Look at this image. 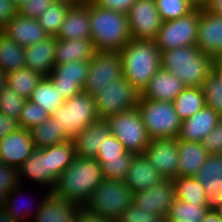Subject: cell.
<instances>
[{
    "label": "cell",
    "instance_id": "6da1fadb",
    "mask_svg": "<svg viewBox=\"0 0 222 222\" xmlns=\"http://www.w3.org/2000/svg\"><path fill=\"white\" fill-rule=\"evenodd\" d=\"M104 179L101 164L96 158L76 157L58 176L52 193L83 207Z\"/></svg>",
    "mask_w": 222,
    "mask_h": 222
},
{
    "label": "cell",
    "instance_id": "7a4b0ae2",
    "mask_svg": "<svg viewBox=\"0 0 222 222\" xmlns=\"http://www.w3.org/2000/svg\"><path fill=\"white\" fill-rule=\"evenodd\" d=\"M119 52L123 77L141 93L152 76L161 69V52L155 40L132 38Z\"/></svg>",
    "mask_w": 222,
    "mask_h": 222
},
{
    "label": "cell",
    "instance_id": "3957f363",
    "mask_svg": "<svg viewBox=\"0 0 222 222\" xmlns=\"http://www.w3.org/2000/svg\"><path fill=\"white\" fill-rule=\"evenodd\" d=\"M90 39L97 51L119 52L132 39L127 14L90 1Z\"/></svg>",
    "mask_w": 222,
    "mask_h": 222
},
{
    "label": "cell",
    "instance_id": "277c9868",
    "mask_svg": "<svg viewBox=\"0 0 222 222\" xmlns=\"http://www.w3.org/2000/svg\"><path fill=\"white\" fill-rule=\"evenodd\" d=\"M213 61L196 45L161 52V68L176 75L185 87H201L212 73Z\"/></svg>",
    "mask_w": 222,
    "mask_h": 222
},
{
    "label": "cell",
    "instance_id": "5b68a950",
    "mask_svg": "<svg viewBox=\"0 0 222 222\" xmlns=\"http://www.w3.org/2000/svg\"><path fill=\"white\" fill-rule=\"evenodd\" d=\"M133 202V192L123 180L104 179L83 208L91 214L116 221Z\"/></svg>",
    "mask_w": 222,
    "mask_h": 222
},
{
    "label": "cell",
    "instance_id": "8992f818",
    "mask_svg": "<svg viewBox=\"0 0 222 222\" xmlns=\"http://www.w3.org/2000/svg\"><path fill=\"white\" fill-rule=\"evenodd\" d=\"M150 140L178 138L181 120L172 102L139 97L138 106Z\"/></svg>",
    "mask_w": 222,
    "mask_h": 222
},
{
    "label": "cell",
    "instance_id": "52a82bcc",
    "mask_svg": "<svg viewBox=\"0 0 222 222\" xmlns=\"http://www.w3.org/2000/svg\"><path fill=\"white\" fill-rule=\"evenodd\" d=\"M50 118L57 120L64 132L73 139L80 131L98 120L95 100L90 94L81 91L57 108Z\"/></svg>",
    "mask_w": 222,
    "mask_h": 222
},
{
    "label": "cell",
    "instance_id": "ba28073f",
    "mask_svg": "<svg viewBox=\"0 0 222 222\" xmlns=\"http://www.w3.org/2000/svg\"><path fill=\"white\" fill-rule=\"evenodd\" d=\"M106 121L111 135L123 144L127 152L143 154L150 139L138 108L114 114L107 117Z\"/></svg>",
    "mask_w": 222,
    "mask_h": 222
},
{
    "label": "cell",
    "instance_id": "9c48e42d",
    "mask_svg": "<svg viewBox=\"0 0 222 222\" xmlns=\"http://www.w3.org/2000/svg\"><path fill=\"white\" fill-rule=\"evenodd\" d=\"M140 93L125 78L111 82L94 96L95 111L99 119L137 108Z\"/></svg>",
    "mask_w": 222,
    "mask_h": 222
},
{
    "label": "cell",
    "instance_id": "30bf717a",
    "mask_svg": "<svg viewBox=\"0 0 222 222\" xmlns=\"http://www.w3.org/2000/svg\"><path fill=\"white\" fill-rule=\"evenodd\" d=\"M200 21V8L175 20L163 21L155 39L160 52L178 47L196 45Z\"/></svg>",
    "mask_w": 222,
    "mask_h": 222
},
{
    "label": "cell",
    "instance_id": "8fae6325",
    "mask_svg": "<svg viewBox=\"0 0 222 222\" xmlns=\"http://www.w3.org/2000/svg\"><path fill=\"white\" fill-rule=\"evenodd\" d=\"M89 63L83 91L93 97L123 76L120 52L97 51Z\"/></svg>",
    "mask_w": 222,
    "mask_h": 222
},
{
    "label": "cell",
    "instance_id": "7c38bea8",
    "mask_svg": "<svg viewBox=\"0 0 222 222\" xmlns=\"http://www.w3.org/2000/svg\"><path fill=\"white\" fill-rule=\"evenodd\" d=\"M131 38L155 40L163 23L155 0H137L127 12Z\"/></svg>",
    "mask_w": 222,
    "mask_h": 222
},
{
    "label": "cell",
    "instance_id": "4fadbf2b",
    "mask_svg": "<svg viewBox=\"0 0 222 222\" xmlns=\"http://www.w3.org/2000/svg\"><path fill=\"white\" fill-rule=\"evenodd\" d=\"M143 154L164 179L178 176V138L150 140Z\"/></svg>",
    "mask_w": 222,
    "mask_h": 222
},
{
    "label": "cell",
    "instance_id": "5bb4252c",
    "mask_svg": "<svg viewBox=\"0 0 222 222\" xmlns=\"http://www.w3.org/2000/svg\"><path fill=\"white\" fill-rule=\"evenodd\" d=\"M89 61H73L62 65H54L47 76L64 100L83 91L89 69Z\"/></svg>",
    "mask_w": 222,
    "mask_h": 222
},
{
    "label": "cell",
    "instance_id": "9a60e30c",
    "mask_svg": "<svg viewBox=\"0 0 222 222\" xmlns=\"http://www.w3.org/2000/svg\"><path fill=\"white\" fill-rule=\"evenodd\" d=\"M196 47L213 59L222 57V16L200 8Z\"/></svg>",
    "mask_w": 222,
    "mask_h": 222
},
{
    "label": "cell",
    "instance_id": "2e32d148",
    "mask_svg": "<svg viewBox=\"0 0 222 222\" xmlns=\"http://www.w3.org/2000/svg\"><path fill=\"white\" fill-rule=\"evenodd\" d=\"M174 200L175 193L172 180L164 179L154 187L133 193L132 204L143 211H150L161 218H166Z\"/></svg>",
    "mask_w": 222,
    "mask_h": 222
},
{
    "label": "cell",
    "instance_id": "e0dca14e",
    "mask_svg": "<svg viewBox=\"0 0 222 222\" xmlns=\"http://www.w3.org/2000/svg\"><path fill=\"white\" fill-rule=\"evenodd\" d=\"M34 149L29 130L19 127L0 140V162L19 168Z\"/></svg>",
    "mask_w": 222,
    "mask_h": 222
},
{
    "label": "cell",
    "instance_id": "ac0fdd59",
    "mask_svg": "<svg viewBox=\"0 0 222 222\" xmlns=\"http://www.w3.org/2000/svg\"><path fill=\"white\" fill-rule=\"evenodd\" d=\"M90 38V0L76 1L67 11L56 39Z\"/></svg>",
    "mask_w": 222,
    "mask_h": 222
},
{
    "label": "cell",
    "instance_id": "d6986e66",
    "mask_svg": "<svg viewBox=\"0 0 222 222\" xmlns=\"http://www.w3.org/2000/svg\"><path fill=\"white\" fill-rule=\"evenodd\" d=\"M207 196V204L213 208L222 200V154H208L196 174Z\"/></svg>",
    "mask_w": 222,
    "mask_h": 222
},
{
    "label": "cell",
    "instance_id": "ffe728a7",
    "mask_svg": "<svg viewBox=\"0 0 222 222\" xmlns=\"http://www.w3.org/2000/svg\"><path fill=\"white\" fill-rule=\"evenodd\" d=\"M26 177L36 182L40 186L48 187V191L52 192L57 178L50 171L49 155L39 148H35L32 154L18 168L19 183L22 186L21 178Z\"/></svg>",
    "mask_w": 222,
    "mask_h": 222
},
{
    "label": "cell",
    "instance_id": "44dd1931",
    "mask_svg": "<svg viewBox=\"0 0 222 222\" xmlns=\"http://www.w3.org/2000/svg\"><path fill=\"white\" fill-rule=\"evenodd\" d=\"M83 207L54 195L47 191L34 222H76L79 211Z\"/></svg>",
    "mask_w": 222,
    "mask_h": 222
},
{
    "label": "cell",
    "instance_id": "7402d4cb",
    "mask_svg": "<svg viewBox=\"0 0 222 222\" xmlns=\"http://www.w3.org/2000/svg\"><path fill=\"white\" fill-rule=\"evenodd\" d=\"M111 135L106 119H98L80 131L72 140L76 156L80 158H96L100 146Z\"/></svg>",
    "mask_w": 222,
    "mask_h": 222
},
{
    "label": "cell",
    "instance_id": "603a6c76",
    "mask_svg": "<svg viewBox=\"0 0 222 222\" xmlns=\"http://www.w3.org/2000/svg\"><path fill=\"white\" fill-rule=\"evenodd\" d=\"M163 180L164 178L148 162L144 154H134L128 172L123 179L133 193L154 187Z\"/></svg>",
    "mask_w": 222,
    "mask_h": 222
},
{
    "label": "cell",
    "instance_id": "cb8c5ba5",
    "mask_svg": "<svg viewBox=\"0 0 222 222\" xmlns=\"http://www.w3.org/2000/svg\"><path fill=\"white\" fill-rule=\"evenodd\" d=\"M219 124V113L206 106L181 122L179 140L201 142Z\"/></svg>",
    "mask_w": 222,
    "mask_h": 222
},
{
    "label": "cell",
    "instance_id": "d4e9b609",
    "mask_svg": "<svg viewBox=\"0 0 222 222\" xmlns=\"http://www.w3.org/2000/svg\"><path fill=\"white\" fill-rule=\"evenodd\" d=\"M2 32L22 47L31 46L49 37L38 19L27 18L19 13L7 23Z\"/></svg>",
    "mask_w": 222,
    "mask_h": 222
},
{
    "label": "cell",
    "instance_id": "484cf974",
    "mask_svg": "<svg viewBox=\"0 0 222 222\" xmlns=\"http://www.w3.org/2000/svg\"><path fill=\"white\" fill-rule=\"evenodd\" d=\"M184 88L183 82L176 75L161 68L152 76L140 96L145 99L173 102Z\"/></svg>",
    "mask_w": 222,
    "mask_h": 222
},
{
    "label": "cell",
    "instance_id": "4316f807",
    "mask_svg": "<svg viewBox=\"0 0 222 222\" xmlns=\"http://www.w3.org/2000/svg\"><path fill=\"white\" fill-rule=\"evenodd\" d=\"M55 48L56 37L54 36L25 47V67L47 77L55 65Z\"/></svg>",
    "mask_w": 222,
    "mask_h": 222
},
{
    "label": "cell",
    "instance_id": "83f0119b",
    "mask_svg": "<svg viewBox=\"0 0 222 222\" xmlns=\"http://www.w3.org/2000/svg\"><path fill=\"white\" fill-rule=\"evenodd\" d=\"M97 50L90 38L56 39L55 65H62L73 61H90Z\"/></svg>",
    "mask_w": 222,
    "mask_h": 222
},
{
    "label": "cell",
    "instance_id": "f1b7e54d",
    "mask_svg": "<svg viewBox=\"0 0 222 222\" xmlns=\"http://www.w3.org/2000/svg\"><path fill=\"white\" fill-rule=\"evenodd\" d=\"M178 176L195 177L208 153L201 142H190L178 139Z\"/></svg>",
    "mask_w": 222,
    "mask_h": 222
},
{
    "label": "cell",
    "instance_id": "f546056e",
    "mask_svg": "<svg viewBox=\"0 0 222 222\" xmlns=\"http://www.w3.org/2000/svg\"><path fill=\"white\" fill-rule=\"evenodd\" d=\"M29 132L34 147L39 149L60 144L71 139L64 132L63 127L57 124V120L50 117L40 125L32 127Z\"/></svg>",
    "mask_w": 222,
    "mask_h": 222
},
{
    "label": "cell",
    "instance_id": "4dcf8cb0",
    "mask_svg": "<svg viewBox=\"0 0 222 222\" xmlns=\"http://www.w3.org/2000/svg\"><path fill=\"white\" fill-rule=\"evenodd\" d=\"M175 199L197 206H208L207 196L196 177L177 176L172 179Z\"/></svg>",
    "mask_w": 222,
    "mask_h": 222
},
{
    "label": "cell",
    "instance_id": "1f68e13d",
    "mask_svg": "<svg viewBox=\"0 0 222 222\" xmlns=\"http://www.w3.org/2000/svg\"><path fill=\"white\" fill-rule=\"evenodd\" d=\"M172 104L181 121L202 110L206 105L201 87H185Z\"/></svg>",
    "mask_w": 222,
    "mask_h": 222
},
{
    "label": "cell",
    "instance_id": "d6a6232c",
    "mask_svg": "<svg viewBox=\"0 0 222 222\" xmlns=\"http://www.w3.org/2000/svg\"><path fill=\"white\" fill-rule=\"evenodd\" d=\"M25 47L0 31V69L7 74L25 67Z\"/></svg>",
    "mask_w": 222,
    "mask_h": 222
},
{
    "label": "cell",
    "instance_id": "836d02e7",
    "mask_svg": "<svg viewBox=\"0 0 222 222\" xmlns=\"http://www.w3.org/2000/svg\"><path fill=\"white\" fill-rule=\"evenodd\" d=\"M29 100L44 108L50 115L65 102L48 77L42 78L33 90Z\"/></svg>",
    "mask_w": 222,
    "mask_h": 222
},
{
    "label": "cell",
    "instance_id": "e575fe53",
    "mask_svg": "<svg viewBox=\"0 0 222 222\" xmlns=\"http://www.w3.org/2000/svg\"><path fill=\"white\" fill-rule=\"evenodd\" d=\"M42 149L49 155L50 171L56 178H58L77 157L72 139Z\"/></svg>",
    "mask_w": 222,
    "mask_h": 222
},
{
    "label": "cell",
    "instance_id": "d590c367",
    "mask_svg": "<svg viewBox=\"0 0 222 222\" xmlns=\"http://www.w3.org/2000/svg\"><path fill=\"white\" fill-rule=\"evenodd\" d=\"M75 2V0H55L40 15L38 21L49 36H57L67 11Z\"/></svg>",
    "mask_w": 222,
    "mask_h": 222
},
{
    "label": "cell",
    "instance_id": "8d00e7d4",
    "mask_svg": "<svg viewBox=\"0 0 222 222\" xmlns=\"http://www.w3.org/2000/svg\"><path fill=\"white\" fill-rule=\"evenodd\" d=\"M43 77L40 73L23 67L7 74V85L28 100Z\"/></svg>",
    "mask_w": 222,
    "mask_h": 222
},
{
    "label": "cell",
    "instance_id": "74e56055",
    "mask_svg": "<svg viewBox=\"0 0 222 222\" xmlns=\"http://www.w3.org/2000/svg\"><path fill=\"white\" fill-rule=\"evenodd\" d=\"M209 208L175 199L165 219L168 222H200Z\"/></svg>",
    "mask_w": 222,
    "mask_h": 222
},
{
    "label": "cell",
    "instance_id": "f35d334b",
    "mask_svg": "<svg viewBox=\"0 0 222 222\" xmlns=\"http://www.w3.org/2000/svg\"><path fill=\"white\" fill-rule=\"evenodd\" d=\"M163 21H170L188 15L195 9L188 0H155Z\"/></svg>",
    "mask_w": 222,
    "mask_h": 222
},
{
    "label": "cell",
    "instance_id": "ab89813d",
    "mask_svg": "<svg viewBox=\"0 0 222 222\" xmlns=\"http://www.w3.org/2000/svg\"><path fill=\"white\" fill-rule=\"evenodd\" d=\"M134 154L125 152L119 158L107 159V162H99L105 179L123 180L130 167Z\"/></svg>",
    "mask_w": 222,
    "mask_h": 222
},
{
    "label": "cell",
    "instance_id": "60d3db41",
    "mask_svg": "<svg viewBox=\"0 0 222 222\" xmlns=\"http://www.w3.org/2000/svg\"><path fill=\"white\" fill-rule=\"evenodd\" d=\"M49 117L50 114L44 108L28 99L25 101L17 121L19 127L30 130L32 127L40 125Z\"/></svg>",
    "mask_w": 222,
    "mask_h": 222
},
{
    "label": "cell",
    "instance_id": "b9f144b4",
    "mask_svg": "<svg viewBox=\"0 0 222 222\" xmlns=\"http://www.w3.org/2000/svg\"><path fill=\"white\" fill-rule=\"evenodd\" d=\"M20 185H18L16 188H14L7 196L5 199V205L4 207L7 209L8 213L17 221L20 222H24L25 220H29V218H35L39 208L41 207L42 203H43V199L41 200V202H39L38 206L35 209V211H33L29 206V208L21 207L22 205L18 204V200L20 199V197H22V195L20 194ZM17 195V196H16ZM20 197H19V196ZM19 197V198H18ZM25 204V203H24ZM21 208H20V207ZM33 208V207H32ZM22 209V210H21ZM29 209V210H28ZM35 212V214H34ZM33 213V215H32ZM29 215V216H28Z\"/></svg>",
    "mask_w": 222,
    "mask_h": 222
},
{
    "label": "cell",
    "instance_id": "7bdbcfd3",
    "mask_svg": "<svg viewBox=\"0 0 222 222\" xmlns=\"http://www.w3.org/2000/svg\"><path fill=\"white\" fill-rule=\"evenodd\" d=\"M205 97V104L217 113L222 112V82L212 72L201 86Z\"/></svg>",
    "mask_w": 222,
    "mask_h": 222
},
{
    "label": "cell",
    "instance_id": "ee69618b",
    "mask_svg": "<svg viewBox=\"0 0 222 222\" xmlns=\"http://www.w3.org/2000/svg\"><path fill=\"white\" fill-rule=\"evenodd\" d=\"M26 100L6 85L0 91V112L18 120Z\"/></svg>",
    "mask_w": 222,
    "mask_h": 222
},
{
    "label": "cell",
    "instance_id": "f6af8a7d",
    "mask_svg": "<svg viewBox=\"0 0 222 222\" xmlns=\"http://www.w3.org/2000/svg\"><path fill=\"white\" fill-rule=\"evenodd\" d=\"M126 152L123 144L113 135H110L100 146L96 155L99 162H107V159L119 158Z\"/></svg>",
    "mask_w": 222,
    "mask_h": 222
},
{
    "label": "cell",
    "instance_id": "bcb514c9",
    "mask_svg": "<svg viewBox=\"0 0 222 222\" xmlns=\"http://www.w3.org/2000/svg\"><path fill=\"white\" fill-rule=\"evenodd\" d=\"M161 219L159 215L143 211L132 204L122 212L115 222H159Z\"/></svg>",
    "mask_w": 222,
    "mask_h": 222
},
{
    "label": "cell",
    "instance_id": "7dc6e473",
    "mask_svg": "<svg viewBox=\"0 0 222 222\" xmlns=\"http://www.w3.org/2000/svg\"><path fill=\"white\" fill-rule=\"evenodd\" d=\"M18 185V168L0 163V187H4V194L7 196Z\"/></svg>",
    "mask_w": 222,
    "mask_h": 222
},
{
    "label": "cell",
    "instance_id": "c3c4849f",
    "mask_svg": "<svg viewBox=\"0 0 222 222\" xmlns=\"http://www.w3.org/2000/svg\"><path fill=\"white\" fill-rule=\"evenodd\" d=\"M54 1L55 0H26L18 9V13L27 18L38 19Z\"/></svg>",
    "mask_w": 222,
    "mask_h": 222
},
{
    "label": "cell",
    "instance_id": "681fc988",
    "mask_svg": "<svg viewBox=\"0 0 222 222\" xmlns=\"http://www.w3.org/2000/svg\"><path fill=\"white\" fill-rule=\"evenodd\" d=\"M208 154H222V124H218L201 141Z\"/></svg>",
    "mask_w": 222,
    "mask_h": 222
},
{
    "label": "cell",
    "instance_id": "f907efd6",
    "mask_svg": "<svg viewBox=\"0 0 222 222\" xmlns=\"http://www.w3.org/2000/svg\"><path fill=\"white\" fill-rule=\"evenodd\" d=\"M98 7L115 10L127 14L137 0H90Z\"/></svg>",
    "mask_w": 222,
    "mask_h": 222
},
{
    "label": "cell",
    "instance_id": "816d5d0a",
    "mask_svg": "<svg viewBox=\"0 0 222 222\" xmlns=\"http://www.w3.org/2000/svg\"><path fill=\"white\" fill-rule=\"evenodd\" d=\"M18 14V8L13 0H0V31H2L7 23Z\"/></svg>",
    "mask_w": 222,
    "mask_h": 222
},
{
    "label": "cell",
    "instance_id": "f5cc1de1",
    "mask_svg": "<svg viewBox=\"0 0 222 222\" xmlns=\"http://www.w3.org/2000/svg\"><path fill=\"white\" fill-rule=\"evenodd\" d=\"M19 128L18 121L0 112V140Z\"/></svg>",
    "mask_w": 222,
    "mask_h": 222
},
{
    "label": "cell",
    "instance_id": "db71d44e",
    "mask_svg": "<svg viewBox=\"0 0 222 222\" xmlns=\"http://www.w3.org/2000/svg\"><path fill=\"white\" fill-rule=\"evenodd\" d=\"M76 222H115L110 219L91 214L90 212L86 211L82 208L77 216Z\"/></svg>",
    "mask_w": 222,
    "mask_h": 222
},
{
    "label": "cell",
    "instance_id": "11a10c76",
    "mask_svg": "<svg viewBox=\"0 0 222 222\" xmlns=\"http://www.w3.org/2000/svg\"><path fill=\"white\" fill-rule=\"evenodd\" d=\"M205 8L213 14L222 16V0H211Z\"/></svg>",
    "mask_w": 222,
    "mask_h": 222
},
{
    "label": "cell",
    "instance_id": "9f6ffc18",
    "mask_svg": "<svg viewBox=\"0 0 222 222\" xmlns=\"http://www.w3.org/2000/svg\"><path fill=\"white\" fill-rule=\"evenodd\" d=\"M212 72L222 82V57L215 58L212 65Z\"/></svg>",
    "mask_w": 222,
    "mask_h": 222
},
{
    "label": "cell",
    "instance_id": "6f0895ef",
    "mask_svg": "<svg viewBox=\"0 0 222 222\" xmlns=\"http://www.w3.org/2000/svg\"><path fill=\"white\" fill-rule=\"evenodd\" d=\"M200 222H222V220L212 208H209Z\"/></svg>",
    "mask_w": 222,
    "mask_h": 222
},
{
    "label": "cell",
    "instance_id": "680465c9",
    "mask_svg": "<svg viewBox=\"0 0 222 222\" xmlns=\"http://www.w3.org/2000/svg\"><path fill=\"white\" fill-rule=\"evenodd\" d=\"M0 222H20L15 220L7 211V209L3 206L0 207Z\"/></svg>",
    "mask_w": 222,
    "mask_h": 222
},
{
    "label": "cell",
    "instance_id": "91938a15",
    "mask_svg": "<svg viewBox=\"0 0 222 222\" xmlns=\"http://www.w3.org/2000/svg\"><path fill=\"white\" fill-rule=\"evenodd\" d=\"M195 8H205L211 0H188Z\"/></svg>",
    "mask_w": 222,
    "mask_h": 222
},
{
    "label": "cell",
    "instance_id": "94428289",
    "mask_svg": "<svg viewBox=\"0 0 222 222\" xmlns=\"http://www.w3.org/2000/svg\"><path fill=\"white\" fill-rule=\"evenodd\" d=\"M7 85V73L0 69V91Z\"/></svg>",
    "mask_w": 222,
    "mask_h": 222
},
{
    "label": "cell",
    "instance_id": "6125c7cd",
    "mask_svg": "<svg viewBox=\"0 0 222 222\" xmlns=\"http://www.w3.org/2000/svg\"><path fill=\"white\" fill-rule=\"evenodd\" d=\"M222 220V200L212 208Z\"/></svg>",
    "mask_w": 222,
    "mask_h": 222
},
{
    "label": "cell",
    "instance_id": "be15d7a7",
    "mask_svg": "<svg viewBox=\"0 0 222 222\" xmlns=\"http://www.w3.org/2000/svg\"><path fill=\"white\" fill-rule=\"evenodd\" d=\"M6 195L4 194V187H0V207L5 205Z\"/></svg>",
    "mask_w": 222,
    "mask_h": 222
},
{
    "label": "cell",
    "instance_id": "e7e4bbea",
    "mask_svg": "<svg viewBox=\"0 0 222 222\" xmlns=\"http://www.w3.org/2000/svg\"><path fill=\"white\" fill-rule=\"evenodd\" d=\"M15 6L19 9L25 2L26 0H13Z\"/></svg>",
    "mask_w": 222,
    "mask_h": 222
},
{
    "label": "cell",
    "instance_id": "03108f58",
    "mask_svg": "<svg viewBox=\"0 0 222 222\" xmlns=\"http://www.w3.org/2000/svg\"><path fill=\"white\" fill-rule=\"evenodd\" d=\"M219 123L222 124V112L219 114Z\"/></svg>",
    "mask_w": 222,
    "mask_h": 222
},
{
    "label": "cell",
    "instance_id": "003e7915",
    "mask_svg": "<svg viewBox=\"0 0 222 222\" xmlns=\"http://www.w3.org/2000/svg\"><path fill=\"white\" fill-rule=\"evenodd\" d=\"M159 222H168L165 218H162Z\"/></svg>",
    "mask_w": 222,
    "mask_h": 222
}]
</instances>
